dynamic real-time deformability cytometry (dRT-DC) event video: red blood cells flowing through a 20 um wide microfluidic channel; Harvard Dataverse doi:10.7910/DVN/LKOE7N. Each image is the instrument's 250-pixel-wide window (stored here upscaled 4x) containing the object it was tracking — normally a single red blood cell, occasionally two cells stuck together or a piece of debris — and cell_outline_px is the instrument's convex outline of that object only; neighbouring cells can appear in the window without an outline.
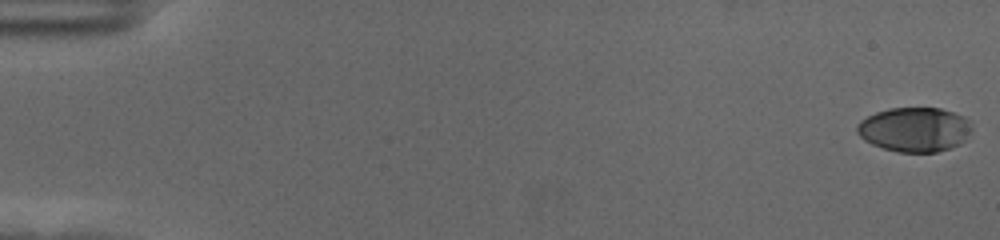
{"species": "human", "species_latin": "Homo sapiens", "temperature_condition": "cold", "stored_images_in_passage": 59, "camera_frame_rate_fps": 3000, "um_per_image_px": 0.085, "donor": {"sex": "female"}, "frame": {"image": 1, "passage_image": 1, "time_ms": 0.0, "image_size_px": [1000, 240], "cell_outline_px": [[972, 132], [960, 144], [936, 152], [896, 152], [872, 144], [864, 140], [856, 132], [856, 124], [860, 120], [876, 112], [888, 108], [940, 108], [964, 116], [972, 124]], "centroid_in_image_um": [77.73, 11.0], "position_along_channel_um": 7.3, "area_um2": 29.88}}
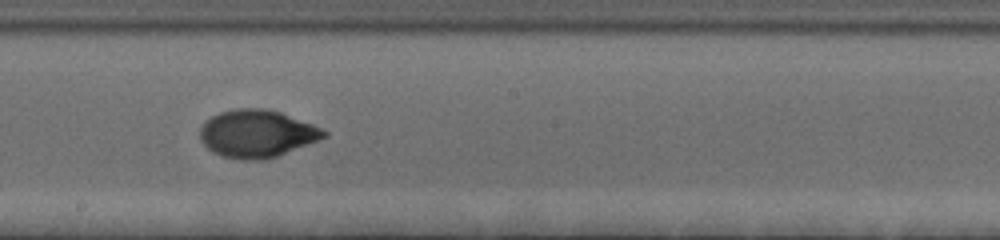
{"frame": {"image": 2, "passage_image": 34, "time_ms": 11.0, "image_size_px": [1000, 240], "cell_outline_px": [[328, 136], [320, 140], [268, 160], [244, 160], [220, 156], [212, 152], [200, 140], [200, 128], [212, 116], [220, 112], [236, 108], [264, 108], [280, 112], [312, 124], [328, 132]], "centroid_in_image_um": [21.85, 11.38], "position_along_channel_um": 226.3, "area_um2": 34.51}}
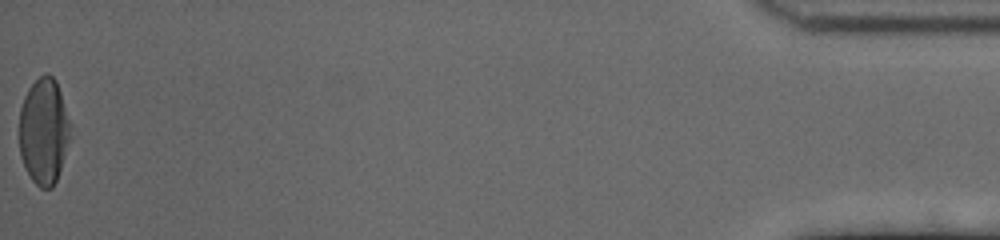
{"frame": {"image": 3, "passage_image": 59, "time_ms": 19.333, "image_size_px": [1000, 240], "cell_outline_px": [[72, 124], [68, 140], [60, 168], [56, 180], [52, 188], [40, 188], [32, 180], [24, 168], [20, 156], [20, 108], [24, 96], [28, 88], [44, 72], [52, 76], [56, 80]], "centroid_in_image_um": [3.72, 11.13], "position_along_channel_um": 431.5, "area_um2": 31.56}, "authors_computed_cell_mechanics": {"area_um2": 32.0212, "velocity_mm_per_s": 3.5312, "shape_relaxation_time_tau1_ms": 3.6716, "shape_relaxation_time_tau2_ms": 1.0173, "deformation_change_tau1": 0.1807, "deformation_change_tau2": 0.0395}}